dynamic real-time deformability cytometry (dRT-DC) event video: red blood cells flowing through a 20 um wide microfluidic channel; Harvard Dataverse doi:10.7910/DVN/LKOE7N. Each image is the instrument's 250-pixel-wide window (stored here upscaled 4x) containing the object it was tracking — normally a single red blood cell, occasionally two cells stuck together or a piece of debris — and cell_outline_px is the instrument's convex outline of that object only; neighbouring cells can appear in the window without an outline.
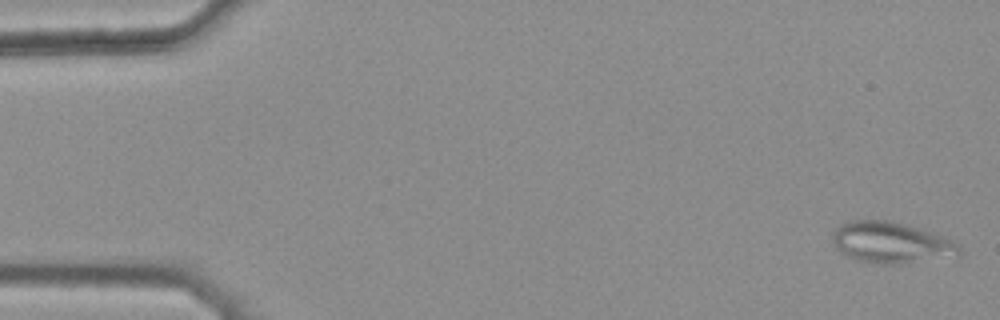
{"species": "common noctule bat (a hibernating species)", "species_latin": "Nyctalus noctula", "temperature_condition": "warm", "stored_images_in_passage": 44, "camera_frame_rate_fps": 3000, "um_per_image_px": 0.085, "animal": {"sex": "female", "body_mass_g": 25.1}, "frame": {"image": 1, "passage_image": 1, "time_ms": 0.0, "image_size_px": [1000, 320], "cell_outline_px": [[960, 256], [900, 264], [884, 264], [856, 260], [840, 252], [836, 248], [832, 240], [832, 232], [840, 224], [852, 220], [892, 220], [920, 228], [944, 236], [960, 244]], "centroid_in_image_um": [75.77, 20.62], "position_along_channel_um": 9.2, "area_um2": 30.81}}
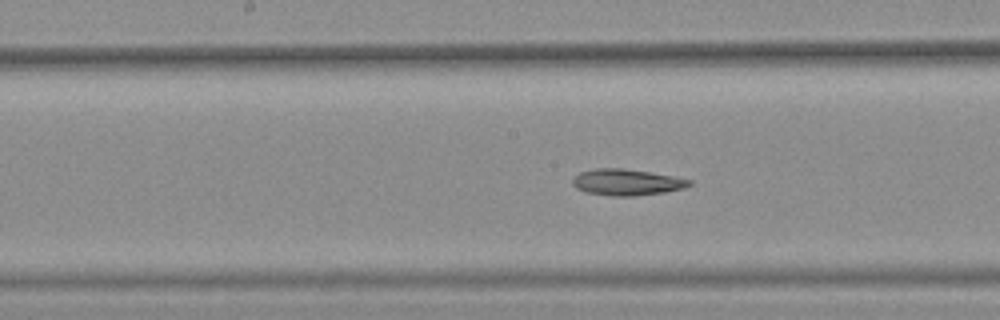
{"frame": {"image": 2, "passage_image": 26, "time_ms": 8.333, "image_size_px": [1000, 320], "cell_outline_px": [[692, 184], [684, 188], [664, 192], [636, 196], [612, 196], [588, 192], [576, 188], [572, 184], [572, 180], [580, 172], [596, 168], [620, 168], [648, 172], [672, 176], [692, 180]], "centroid_in_image_um": [53.27, 15.49], "position_along_channel_um": 194.9, "area_um2": 17.69}}
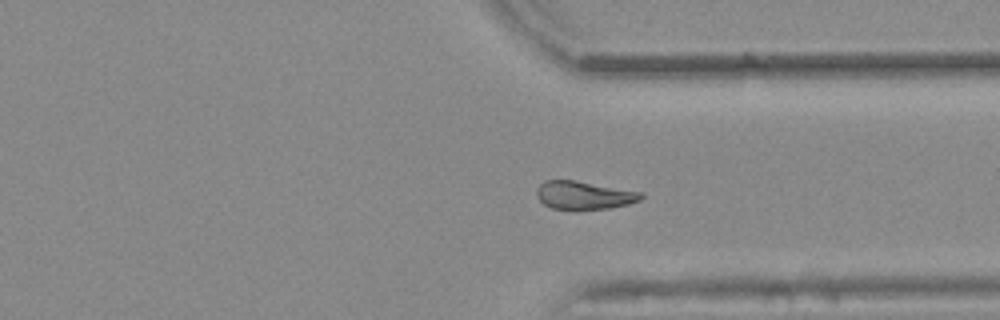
{"frame": {"image": 3, "passage_image": 39, "time_ms": 12.667, "image_size_px": [1000, 320], "cell_outline_px": [[644, 196], [640, 200], [628, 204], [608, 208], [576, 212], [572, 212], [552, 208], [544, 204], [540, 200], [536, 192], [536, 188], [544, 180], [576, 180], [644, 192]], "centroid_in_image_um": [49.64, 16.62], "position_along_channel_um": 361.8, "area_um2": 17.8}, "authors_computed_cell_mechanics": {"area_um2": 18.2937, "velocity_mm_per_s": 3.8444, "shape_relaxation_time_tau1_ms": null, "shape_relaxation_time_tau2_ms": 6.7491, "deformation_change_tau1": null, "deformation_change_tau2": 0.1317}}